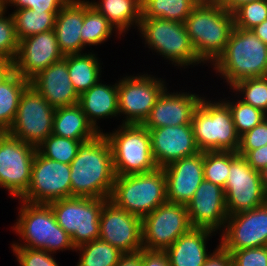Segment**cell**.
Returning <instances> with one entry per match:
<instances>
[{
	"label": "cell",
	"mask_w": 267,
	"mask_h": 266,
	"mask_svg": "<svg viewBox=\"0 0 267 266\" xmlns=\"http://www.w3.org/2000/svg\"><path fill=\"white\" fill-rule=\"evenodd\" d=\"M53 134L79 141H88L100 132L88 121L78 104L57 108L53 118Z\"/></svg>",
	"instance_id": "cell-28"
},
{
	"label": "cell",
	"mask_w": 267,
	"mask_h": 266,
	"mask_svg": "<svg viewBox=\"0 0 267 266\" xmlns=\"http://www.w3.org/2000/svg\"><path fill=\"white\" fill-rule=\"evenodd\" d=\"M230 90L244 103L252 105L267 115V76L241 80Z\"/></svg>",
	"instance_id": "cell-36"
},
{
	"label": "cell",
	"mask_w": 267,
	"mask_h": 266,
	"mask_svg": "<svg viewBox=\"0 0 267 266\" xmlns=\"http://www.w3.org/2000/svg\"><path fill=\"white\" fill-rule=\"evenodd\" d=\"M55 110L29 85L21 94L15 119L7 133L37 148L52 134Z\"/></svg>",
	"instance_id": "cell-12"
},
{
	"label": "cell",
	"mask_w": 267,
	"mask_h": 266,
	"mask_svg": "<svg viewBox=\"0 0 267 266\" xmlns=\"http://www.w3.org/2000/svg\"><path fill=\"white\" fill-rule=\"evenodd\" d=\"M108 199L69 197L48 203L57 224L71 236L76 247L99 239L100 215Z\"/></svg>",
	"instance_id": "cell-10"
},
{
	"label": "cell",
	"mask_w": 267,
	"mask_h": 266,
	"mask_svg": "<svg viewBox=\"0 0 267 266\" xmlns=\"http://www.w3.org/2000/svg\"><path fill=\"white\" fill-rule=\"evenodd\" d=\"M135 75V76H134ZM166 79L147 72L118 78V108L122 124H142L168 87Z\"/></svg>",
	"instance_id": "cell-9"
},
{
	"label": "cell",
	"mask_w": 267,
	"mask_h": 266,
	"mask_svg": "<svg viewBox=\"0 0 267 266\" xmlns=\"http://www.w3.org/2000/svg\"><path fill=\"white\" fill-rule=\"evenodd\" d=\"M223 190L228 216L255 209L267 202L260 172L237 152L230 151L229 175Z\"/></svg>",
	"instance_id": "cell-11"
},
{
	"label": "cell",
	"mask_w": 267,
	"mask_h": 266,
	"mask_svg": "<svg viewBox=\"0 0 267 266\" xmlns=\"http://www.w3.org/2000/svg\"><path fill=\"white\" fill-rule=\"evenodd\" d=\"M104 135L112 151L116 176L148 173L158 167L151 151V138L142 124H121Z\"/></svg>",
	"instance_id": "cell-8"
},
{
	"label": "cell",
	"mask_w": 267,
	"mask_h": 266,
	"mask_svg": "<svg viewBox=\"0 0 267 266\" xmlns=\"http://www.w3.org/2000/svg\"><path fill=\"white\" fill-rule=\"evenodd\" d=\"M199 60L212 66L223 54L233 31V12L216 2H199L184 21ZM208 63V64H207Z\"/></svg>",
	"instance_id": "cell-3"
},
{
	"label": "cell",
	"mask_w": 267,
	"mask_h": 266,
	"mask_svg": "<svg viewBox=\"0 0 267 266\" xmlns=\"http://www.w3.org/2000/svg\"><path fill=\"white\" fill-rule=\"evenodd\" d=\"M151 151L158 168L201 152L191 124L148 129Z\"/></svg>",
	"instance_id": "cell-21"
},
{
	"label": "cell",
	"mask_w": 267,
	"mask_h": 266,
	"mask_svg": "<svg viewBox=\"0 0 267 266\" xmlns=\"http://www.w3.org/2000/svg\"><path fill=\"white\" fill-rule=\"evenodd\" d=\"M192 228H205L218 235L228 218L225 193L222 187L203 180L186 205Z\"/></svg>",
	"instance_id": "cell-19"
},
{
	"label": "cell",
	"mask_w": 267,
	"mask_h": 266,
	"mask_svg": "<svg viewBox=\"0 0 267 266\" xmlns=\"http://www.w3.org/2000/svg\"><path fill=\"white\" fill-rule=\"evenodd\" d=\"M82 142L85 141L60 137L52 133L37 147V150L46 158L70 165Z\"/></svg>",
	"instance_id": "cell-37"
},
{
	"label": "cell",
	"mask_w": 267,
	"mask_h": 266,
	"mask_svg": "<svg viewBox=\"0 0 267 266\" xmlns=\"http://www.w3.org/2000/svg\"><path fill=\"white\" fill-rule=\"evenodd\" d=\"M243 157L254 170L260 172L267 166V145L250 150Z\"/></svg>",
	"instance_id": "cell-47"
},
{
	"label": "cell",
	"mask_w": 267,
	"mask_h": 266,
	"mask_svg": "<svg viewBox=\"0 0 267 266\" xmlns=\"http://www.w3.org/2000/svg\"><path fill=\"white\" fill-rule=\"evenodd\" d=\"M230 169V151L204 152V180L224 189Z\"/></svg>",
	"instance_id": "cell-38"
},
{
	"label": "cell",
	"mask_w": 267,
	"mask_h": 266,
	"mask_svg": "<svg viewBox=\"0 0 267 266\" xmlns=\"http://www.w3.org/2000/svg\"><path fill=\"white\" fill-rule=\"evenodd\" d=\"M99 239L122 253H135L143 248L142 218L117 207L109 199L100 215Z\"/></svg>",
	"instance_id": "cell-17"
},
{
	"label": "cell",
	"mask_w": 267,
	"mask_h": 266,
	"mask_svg": "<svg viewBox=\"0 0 267 266\" xmlns=\"http://www.w3.org/2000/svg\"><path fill=\"white\" fill-rule=\"evenodd\" d=\"M70 170L71 197L110 198L116 173L111 146L103 132L81 143Z\"/></svg>",
	"instance_id": "cell-1"
},
{
	"label": "cell",
	"mask_w": 267,
	"mask_h": 266,
	"mask_svg": "<svg viewBox=\"0 0 267 266\" xmlns=\"http://www.w3.org/2000/svg\"><path fill=\"white\" fill-rule=\"evenodd\" d=\"M198 2H216V0H197Z\"/></svg>",
	"instance_id": "cell-54"
},
{
	"label": "cell",
	"mask_w": 267,
	"mask_h": 266,
	"mask_svg": "<svg viewBox=\"0 0 267 266\" xmlns=\"http://www.w3.org/2000/svg\"><path fill=\"white\" fill-rule=\"evenodd\" d=\"M18 215L11 230L19 239L10 247H28L52 254L75 252L71 236L57 224L49 204L30 203L18 199Z\"/></svg>",
	"instance_id": "cell-2"
},
{
	"label": "cell",
	"mask_w": 267,
	"mask_h": 266,
	"mask_svg": "<svg viewBox=\"0 0 267 266\" xmlns=\"http://www.w3.org/2000/svg\"><path fill=\"white\" fill-rule=\"evenodd\" d=\"M18 47L19 40L16 34L14 18L12 13L5 10L0 14V58L14 61Z\"/></svg>",
	"instance_id": "cell-40"
},
{
	"label": "cell",
	"mask_w": 267,
	"mask_h": 266,
	"mask_svg": "<svg viewBox=\"0 0 267 266\" xmlns=\"http://www.w3.org/2000/svg\"><path fill=\"white\" fill-rule=\"evenodd\" d=\"M6 132L0 129V138L5 134Z\"/></svg>",
	"instance_id": "cell-55"
},
{
	"label": "cell",
	"mask_w": 267,
	"mask_h": 266,
	"mask_svg": "<svg viewBox=\"0 0 267 266\" xmlns=\"http://www.w3.org/2000/svg\"><path fill=\"white\" fill-rule=\"evenodd\" d=\"M103 82V83H102ZM100 79L89 90L79 95L78 105L85 113L88 121L98 132H104L100 128L102 119H119L118 108V80L113 84H107ZM101 120V121H100Z\"/></svg>",
	"instance_id": "cell-24"
},
{
	"label": "cell",
	"mask_w": 267,
	"mask_h": 266,
	"mask_svg": "<svg viewBox=\"0 0 267 266\" xmlns=\"http://www.w3.org/2000/svg\"><path fill=\"white\" fill-rule=\"evenodd\" d=\"M59 11H33L22 8L14 10L12 16L18 40L38 33L54 30L56 15Z\"/></svg>",
	"instance_id": "cell-33"
},
{
	"label": "cell",
	"mask_w": 267,
	"mask_h": 266,
	"mask_svg": "<svg viewBox=\"0 0 267 266\" xmlns=\"http://www.w3.org/2000/svg\"><path fill=\"white\" fill-rule=\"evenodd\" d=\"M202 266H233L232 256L218 243Z\"/></svg>",
	"instance_id": "cell-46"
},
{
	"label": "cell",
	"mask_w": 267,
	"mask_h": 266,
	"mask_svg": "<svg viewBox=\"0 0 267 266\" xmlns=\"http://www.w3.org/2000/svg\"><path fill=\"white\" fill-rule=\"evenodd\" d=\"M218 237L220 245L230 254L240 249L267 246V202L255 209L228 216Z\"/></svg>",
	"instance_id": "cell-16"
},
{
	"label": "cell",
	"mask_w": 267,
	"mask_h": 266,
	"mask_svg": "<svg viewBox=\"0 0 267 266\" xmlns=\"http://www.w3.org/2000/svg\"><path fill=\"white\" fill-rule=\"evenodd\" d=\"M267 145V117L252 130L240 136L238 155L244 156L248 151Z\"/></svg>",
	"instance_id": "cell-42"
},
{
	"label": "cell",
	"mask_w": 267,
	"mask_h": 266,
	"mask_svg": "<svg viewBox=\"0 0 267 266\" xmlns=\"http://www.w3.org/2000/svg\"><path fill=\"white\" fill-rule=\"evenodd\" d=\"M191 228L186 205L166 202L142 218L143 248L166 250Z\"/></svg>",
	"instance_id": "cell-15"
},
{
	"label": "cell",
	"mask_w": 267,
	"mask_h": 266,
	"mask_svg": "<svg viewBox=\"0 0 267 266\" xmlns=\"http://www.w3.org/2000/svg\"><path fill=\"white\" fill-rule=\"evenodd\" d=\"M142 266H170L169 257L165 250H149L142 248Z\"/></svg>",
	"instance_id": "cell-45"
},
{
	"label": "cell",
	"mask_w": 267,
	"mask_h": 266,
	"mask_svg": "<svg viewBox=\"0 0 267 266\" xmlns=\"http://www.w3.org/2000/svg\"><path fill=\"white\" fill-rule=\"evenodd\" d=\"M14 61L0 58V84L14 72Z\"/></svg>",
	"instance_id": "cell-49"
},
{
	"label": "cell",
	"mask_w": 267,
	"mask_h": 266,
	"mask_svg": "<svg viewBox=\"0 0 267 266\" xmlns=\"http://www.w3.org/2000/svg\"><path fill=\"white\" fill-rule=\"evenodd\" d=\"M109 200L128 213L143 218L167 202L163 168L148 173L116 176Z\"/></svg>",
	"instance_id": "cell-7"
},
{
	"label": "cell",
	"mask_w": 267,
	"mask_h": 266,
	"mask_svg": "<svg viewBox=\"0 0 267 266\" xmlns=\"http://www.w3.org/2000/svg\"><path fill=\"white\" fill-rule=\"evenodd\" d=\"M11 250L18 266H61L55 254L45 250L28 247H11Z\"/></svg>",
	"instance_id": "cell-41"
},
{
	"label": "cell",
	"mask_w": 267,
	"mask_h": 266,
	"mask_svg": "<svg viewBox=\"0 0 267 266\" xmlns=\"http://www.w3.org/2000/svg\"><path fill=\"white\" fill-rule=\"evenodd\" d=\"M69 0H5V10L60 11ZM10 7V8H9Z\"/></svg>",
	"instance_id": "cell-44"
},
{
	"label": "cell",
	"mask_w": 267,
	"mask_h": 266,
	"mask_svg": "<svg viewBox=\"0 0 267 266\" xmlns=\"http://www.w3.org/2000/svg\"><path fill=\"white\" fill-rule=\"evenodd\" d=\"M80 35L83 45L86 48L89 46L91 49H93L91 46H101L108 42L110 38H113V35L122 40V36L109 23L107 18L94 8L88 0H84V22Z\"/></svg>",
	"instance_id": "cell-30"
},
{
	"label": "cell",
	"mask_w": 267,
	"mask_h": 266,
	"mask_svg": "<svg viewBox=\"0 0 267 266\" xmlns=\"http://www.w3.org/2000/svg\"><path fill=\"white\" fill-rule=\"evenodd\" d=\"M260 175L264 191L267 194V166L260 171Z\"/></svg>",
	"instance_id": "cell-52"
},
{
	"label": "cell",
	"mask_w": 267,
	"mask_h": 266,
	"mask_svg": "<svg viewBox=\"0 0 267 266\" xmlns=\"http://www.w3.org/2000/svg\"><path fill=\"white\" fill-rule=\"evenodd\" d=\"M210 68L215 77L223 79L227 89L244 79L265 77L267 44L252 30L234 27L225 51Z\"/></svg>",
	"instance_id": "cell-4"
},
{
	"label": "cell",
	"mask_w": 267,
	"mask_h": 266,
	"mask_svg": "<svg viewBox=\"0 0 267 266\" xmlns=\"http://www.w3.org/2000/svg\"><path fill=\"white\" fill-rule=\"evenodd\" d=\"M83 22L84 0H69L56 15L54 31L64 56L89 51L80 35Z\"/></svg>",
	"instance_id": "cell-25"
},
{
	"label": "cell",
	"mask_w": 267,
	"mask_h": 266,
	"mask_svg": "<svg viewBox=\"0 0 267 266\" xmlns=\"http://www.w3.org/2000/svg\"><path fill=\"white\" fill-rule=\"evenodd\" d=\"M29 85L55 109L78 104L79 95L71 83L64 58L36 74Z\"/></svg>",
	"instance_id": "cell-23"
},
{
	"label": "cell",
	"mask_w": 267,
	"mask_h": 266,
	"mask_svg": "<svg viewBox=\"0 0 267 266\" xmlns=\"http://www.w3.org/2000/svg\"><path fill=\"white\" fill-rule=\"evenodd\" d=\"M29 86V80L14 71L0 84V129L7 132L11 127L21 94Z\"/></svg>",
	"instance_id": "cell-31"
},
{
	"label": "cell",
	"mask_w": 267,
	"mask_h": 266,
	"mask_svg": "<svg viewBox=\"0 0 267 266\" xmlns=\"http://www.w3.org/2000/svg\"><path fill=\"white\" fill-rule=\"evenodd\" d=\"M147 52L167 60L171 67L183 71L204 65L198 58L184 23L161 18H141L137 29ZM169 62V63H168ZM190 66V67H189Z\"/></svg>",
	"instance_id": "cell-5"
},
{
	"label": "cell",
	"mask_w": 267,
	"mask_h": 266,
	"mask_svg": "<svg viewBox=\"0 0 267 266\" xmlns=\"http://www.w3.org/2000/svg\"><path fill=\"white\" fill-rule=\"evenodd\" d=\"M116 266H142V254L140 252L123 254Z\"/></svg>",
	"instance_id": "cell-48"
},
{
	"label": "cell",
	"mask_w": 267,
	"mask_h": 266,
	"mask_svg": "<svg viewBox=\"0 0 267 266\" xmlns=\"http://www.w3.org/2000/svg\"><path fill=\"white\" fill-rule=\"evenodd\" d=\"M79 254L76 266H116L124 254L108 242L96 239L75 248Z\"/></svg>",
	"instance_id": "cell-34"
},
{
	"label": "cell",
	"mask_w": 267,
	"mask_h": 266,
	"mask_svg": "<svg viewBox=\"0 0 267 266\" xmlns=\"http://www.w3.org/2000/svg\"><path fill=\"white\" fill-rule=\"evenodd\" d=\"M197 0H142L141 18H161L184 23Z\"/></svg>",
	"instance_id": "cell-32"
},
{
	"label": "cell",
	"mask_w": 267,
	"mask_h": 266,
	"mask_svg": "<svg viewBox=\"0 0 267 266\" xmlns=\"http://www.w3.org/2000/svg\"><path fill=\"white\" fill-rule=\"evenodd\" d=\"M204 152L184 157L163 167L167 202L187 205L204 180Z\"/></svg>",
	"instance_id": "cell-22"
},
{
	"label": "cell",
	"mask_w": 267,
	"mask_h": 266,
	"mask_svg": "<svg viewBox=\"0 0 267 266\" xmlns=\"http://www.w3.org/2000/svg\"><path fill=\"white\" fill-rule=\"evenodd\" d=\"M5 11V0H0V14Z\"/></svg>",
	"instance_id": "cell-53"
},
{
	"label": "cell",
	"mask_w": 267,
	"mask_h": 266,
	"mask_svg": "<svg viewBox=\"0 0 267 266\" xmlns=\"http://www.w3.org/2000/svg\"><path fill=\"white\" fill-rule=\"evenodd\" d=\"M216 234L205 228H191L165 250L170 266H202L211 255V251H214H209L210 246L207 244Z\"/></svg>",
	"instance_id": "cell-26"
},
{
	"label": "cell",
	"mask_w": 267,
	"mask_h": 266,
	"mask_svg": "<svg viewBox=\"0 0 267 266\" xmlns=\"http://www.w3.org/2000/svg\"><path fill=\"white\" fill-rule=\"evenodd\" d=\"M231 256L233 266H267V246L240 249Z\"/></svg>",
	"instance_id": "cell-43"
},
{
	"label": "cell",
	"mask_w": 267,
	"mask_h": 266,
	"mask_svg": "<svg viewBox=\"0 0 267 266\" xmlns=\"http://www.w3.org/2000/svg\"><path fill=\"white\" fill-rule=\"evenodd\" d=\"M64 59L67 61L71 83L78 95L89 90L102 78L103 62L94 50L90 49L85 53L65 55Z\"/></svg>",
	"instance_id": "cell-29"
},
{
	"label": "cell",
	"mask_w": 267,
	"mask_h": 266,
	"mask_svg": "<svg viewBox=\"0 0 267 266\" xmlns=\"http://www.w3.org/2000/svg\"><path fill=\"white\" fill-rule=\"evenodd\" d=\"M64 58L54 30L28 36L19 41L14 70L30 80L54 62Z\"/></svg>",
	"instance_id": "cell-18"
},
{
	"label": "cell",
	"mask_w": 267,
	"mask_h": 266,
	"mask_svg": "<svg viewBox=\"0 0 267 266\" xmlns=\"http://www.w3.org/2000/svg\"><path fill=\"white\" fill-rule=\"evenodd\" d=\"M236 28L251 30L267 19V0H255L241 4L233 11Z\"/></svg>",
	"instance_id": "cell-39"
},
{
	"label": "cell",
	"mask_w": 267,
	"mask_h": 266,
	"mask_svg": "<svg viewBox=\"0 0 267 266\" xmlns=\"http://www.w3.org/2000/svg\"><path fill=\"white\" fill-rule=\"evenodd\" d=\"M251 30L258 38H260L265 44H267V19L264 20L261 24L256 25Z\"/></svg>",
	"instance_id": "cell-51"
},
{
	"label": "cell",
	"mask_w": 267,
	"mask_h": 266,
	"mask_svg": "<svg viewBox=\"0 0 267 266\" xmlns=\"http://www.w3.org/2000/svg\"><path fill=\"white\" fill-rule=\"evenodd\" d=\"M36 151L7 132L0 138V188L13 200L20 199L29 188Z\"/></svg>",
	"instance_id": "cell-13"
},
{
	"label": "cell",
	"mask_w": 267,
	"mask_h": 266,
	"mask_svg": "<svg viewBox=\"0 0 267 266\" xmlns=\"http://www.w3.org/2000/svg\"><path fill=\"white\" fill-rule=\"evenodd\" d=\"M228 93L233 98L231 96H227L228 98H219H221L228 105L232 113L236 132L239 136H242L247 131L252 130L256 125L260 124L267 117V115L261 110L256 109L252 105L244 103L238 97L236 98V94H232V91L230 89Z\"/></svg>",
	"instance_id": "cell-35"
},
{
	"label": "cell",
	"mask_w": 267,
	"mask_h": 266,
	"mask_svg": "<svg viewBox=\"0 0 267 266\" xmlns=\"http://www.w3.org/2000/svg\"><path fill=\"white\" fill-rule=\"evenodd\" d=\"M103 14L115 30L125 37L130 29H138L142 0H88Z\"/></svg>",
	"instance_id": "cell-27"
},
{
	"label": "cell",
	"mask_w": 267,
	"mask_h": 266,
	"mask_svg": "<svg viewBox=\"0 0 267 266\" xmlns=\"http://www.w3.org/2000/svg\"><path fill=\"white\" fill-rule=\"evenodd\" d=\"M255 0H216L218 5H221L225 10L233 12L241 4Z\"/></svg>",
	"instance_id": "cell-50"
},
{
	"label": "cell",
	"mask_w": 267,
	"mask_h": 266,
	"mask_svg": "<svg viewBox=\"0 0 267 266\" xmlns=\"http://www.w3.org/2000/svg\"><path fill=\"white\" fill-rule=\"evenodd\" d=\"M167 87L157 99L149 116L142 125L147 129L178 126L191 124L195 109L199 105L204 94H197L193 91L170 92Z\"/></svg>",
	"instance_id": "cell-20"
},
{
	"label": "cell",
	"mask_w": 267,
	"mask_h": 266,
	"mask_svg": "<svg viewBox=\"0 0 267 266\" xmlns=\"http://www.w3.org/2000/svg\"><path fill=\"white\" fill-rule=\"evenodd\" d=\"M213 98L210 100V96H203L194 111L191 125L197 146L201 152H237L240 136L236 132L232 113L221 98Z\"/></svg>",
	"instance_id": "cell-6"
},
{
	"label": "cell",
	"mask_w": 267,
	"mask_h": 266,
	"mask_svg": "<svg viewBox=\"0 0 267 266\" xmlns=\"http://www.w3.org/2000/svg\"><path fill=\"white\" fill-rule=\"evenodd\" d=\"M70 174V165L46 158L37 150L29 188L19 200L48 204L71 197Z\"/></svg>",
	"instance_id": "cell-14"
}]
</instances>
